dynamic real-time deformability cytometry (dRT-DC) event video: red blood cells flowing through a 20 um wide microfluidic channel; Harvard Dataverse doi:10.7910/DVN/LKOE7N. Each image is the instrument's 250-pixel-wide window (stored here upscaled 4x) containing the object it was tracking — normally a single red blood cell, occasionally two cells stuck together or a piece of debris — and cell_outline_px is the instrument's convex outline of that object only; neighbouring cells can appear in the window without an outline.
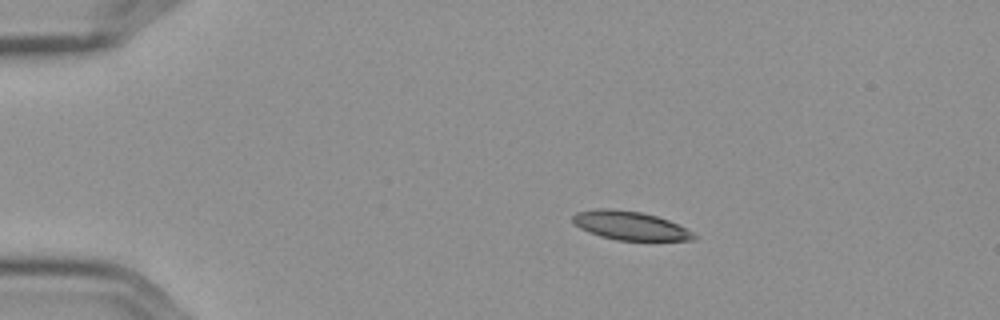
{"species": "Egyptian fruit bat (a non-hibernating species)", "species_latin": "Rousettus aegyptiacus", "temperature_condition": "cold", "stored_images_in_passage": 5, "camera_frame_rate_fps": 3000, "um_per_image_px": 0.085, "frame": {"image": 1, "passage_image": 3, "time_ms": 0.667, "image_size_px": [1000, 320], "cell_outline_px": [[696, 236], [692, 240], [616, 240], [600, 236], [588, 232], [580, 228], [572, 220], [572, 216], [576, 212], [596, 208], [612, 208], [640, 212], [656, 216], [668, 220], [692, 232]], "centroid_in_image_um": [53.49, 19.16], "position_along_channel_um": 31.5, "area_um2": 20.06}}